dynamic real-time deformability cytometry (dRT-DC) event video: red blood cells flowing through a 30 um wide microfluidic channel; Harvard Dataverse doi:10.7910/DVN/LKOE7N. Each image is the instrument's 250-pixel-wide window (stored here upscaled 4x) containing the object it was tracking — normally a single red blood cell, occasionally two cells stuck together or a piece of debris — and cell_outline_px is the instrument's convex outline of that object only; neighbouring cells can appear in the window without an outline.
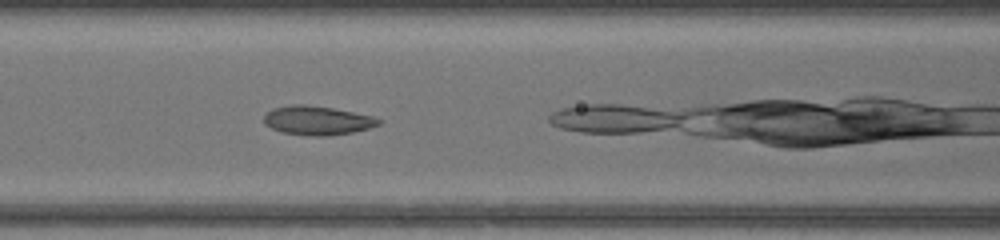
{"species": "common noctule bat (a hibernating species)", "species_latin": "Nyctalus noctula", "temperature_condition": "warm", "stored_images_in_passage": 10, "camera_frame_rate_fps": 3000, "um_per_image_px": 0.085, "animal": {"sex": "female", "body_mass_g": 17.0, "forearm_length_mm": 48.0}, "frame": {"image": 1, "passage_image": 6, "time_ms": 1.667, "image_size_px": [1000, 240], "cell_outline_px": [[380, 124], [368, 128], [352, 132], [324, 136], [308, 136], [280, 132], [264, 124], [264, 116], [272, 108], [292, 104], [304, 104], [332, 108], [372, 116], [380, 120]], "centroid_in_image_um": [26.91, 10.24], "position_along_channel_um": 139.7, "area_um2": 19.25}}